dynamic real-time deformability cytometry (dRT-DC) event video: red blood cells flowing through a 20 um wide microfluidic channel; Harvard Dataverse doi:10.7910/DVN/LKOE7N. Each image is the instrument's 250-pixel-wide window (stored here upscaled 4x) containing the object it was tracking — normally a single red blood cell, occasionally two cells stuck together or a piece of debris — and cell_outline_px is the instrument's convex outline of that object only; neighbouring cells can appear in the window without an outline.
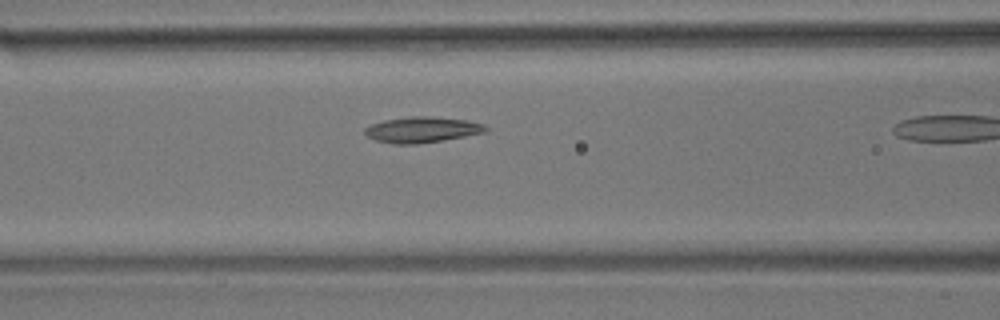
{"species": "common noctule bat (a hibernating species)", "species_latin": "Nyctalus noctula", "temperature_condition": "room temperature", "stored_images_in_passage": 9, "camera_frame_rate_fps": 3000, "um_per_image_px": 0.085, "animal": {"sex": "male", "body_mass_g": 17.9}, "frame": {"image": 1, "passage_image": 4, "time_ms": 1.0, "image_size_px": [1000, 320], "cell_outline_px": [[488, 132], [444, 140], [416, 144], [396, 144], [376, 140], [368, 136], [364, 132], [364, 128], [372, 124], [384, 120], [412, 116], [428, 116], [468, 120], [484, 124], [488, 128]], "centroid_in_image_um": [35.92, 11.02], "position_along_channel_um": 130.7, "area_um2": 18.15}}
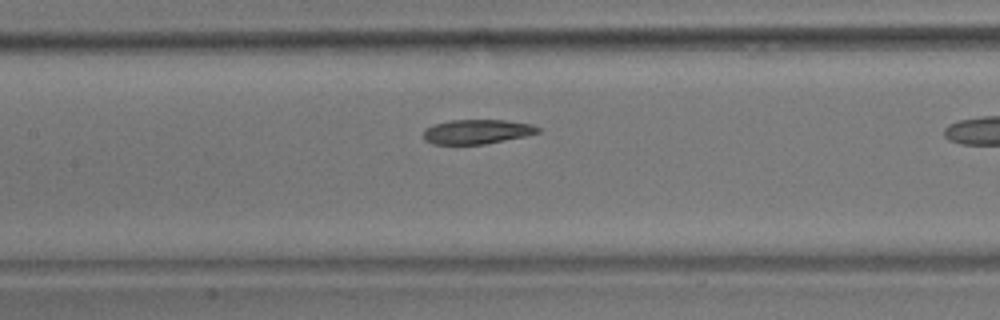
{"frame": {"image": 2, "passage_image": 7, "time_ms": 2.0, "image_size_px": [1000, 320], "cell_outline_px": [[540, 132], [524, 136], [484, 144], [432, 144], [424, 140], [424, 128], [432, 124], [452, 120], [504, 120], [532, 124], [540, 128]], "centroid_in_image_um": [40.51, 11.19], "position_along_channel_um": 166.9, "area_um2": 16.3}}